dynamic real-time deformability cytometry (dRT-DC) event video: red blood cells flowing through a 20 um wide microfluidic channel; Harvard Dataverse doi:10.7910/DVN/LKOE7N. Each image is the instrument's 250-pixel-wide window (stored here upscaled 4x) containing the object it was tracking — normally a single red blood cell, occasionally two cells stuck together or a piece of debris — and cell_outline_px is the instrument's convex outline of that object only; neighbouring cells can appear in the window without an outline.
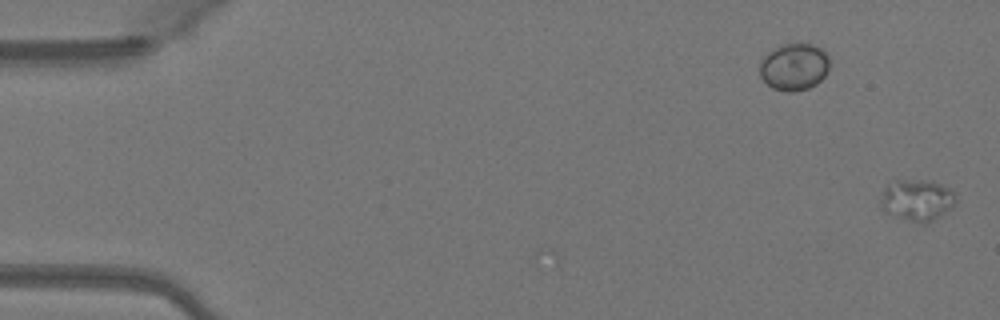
{"species": "Egyptian fruit bat (a non-hibernating species)", "species_latin": "Rousettus aegyptiacus", "temperature_condition": "warm", "stored_images_in_passage": 51, "camera_frame_rate_fps": 3000, "um_per_image_px": 0.085, "animal": {"sex": "female"}, "frame": {"image": 1, "passage_image": 1, "time_ms": 0.0, "image_size_px": [1000, 320], "cell_outline_px": [[956, 204], [952, 208], [932, 220], [908, 220], [884, 212], [880, 208], [880, 200], [884, 188], [888, 184], [896, 180], [932, 180], [952, 188], [956, 192]], "centroid_in_image_um": [77.97, 16.95], "position_along_channel_um": 7.0, "area_um2": 18.15}}
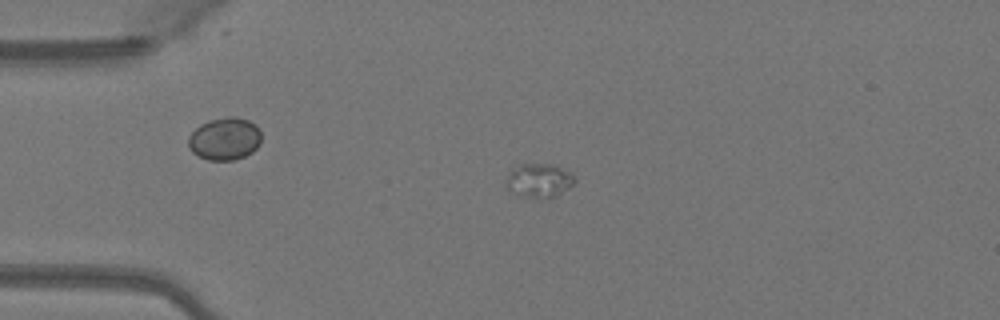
{"frame": {"image": 2, "passage_image": 12, "time_ms": 3.667, "image_size_px": [1000, 320], "cell_outline_px": [[576, 180], [568, 188], [556, 196], [536, 200], [520, 196], [508, 188], [504, 184], [512, 168], [520, 164], [552, 164], [572, 172], [576, 176]], "centroid_in_image_um": [45.83, 15.35], "position_along_channel_um": 39.2, "area_um2": 13.81}}
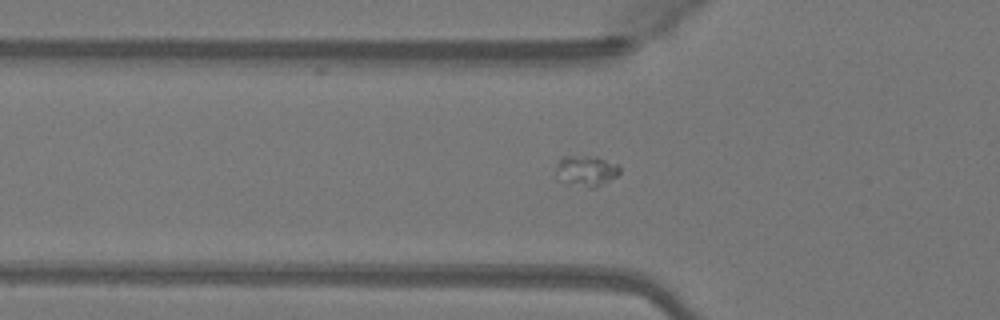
{"frame": {"image": 3, "passage_image": 17, "time_ms": 5.333, "image_size_px": [1000, 320], "cell_outline_px": [[620, 172], [616, 176], [596, 188], [588, 188], [556, 180], [560, 156], [596, 156], [616, 164], [620, 168]], "centroid_in_image_um": [49.82, 14.53], "position_along_channel_um": 76.0, "area_um2": 11.39}}